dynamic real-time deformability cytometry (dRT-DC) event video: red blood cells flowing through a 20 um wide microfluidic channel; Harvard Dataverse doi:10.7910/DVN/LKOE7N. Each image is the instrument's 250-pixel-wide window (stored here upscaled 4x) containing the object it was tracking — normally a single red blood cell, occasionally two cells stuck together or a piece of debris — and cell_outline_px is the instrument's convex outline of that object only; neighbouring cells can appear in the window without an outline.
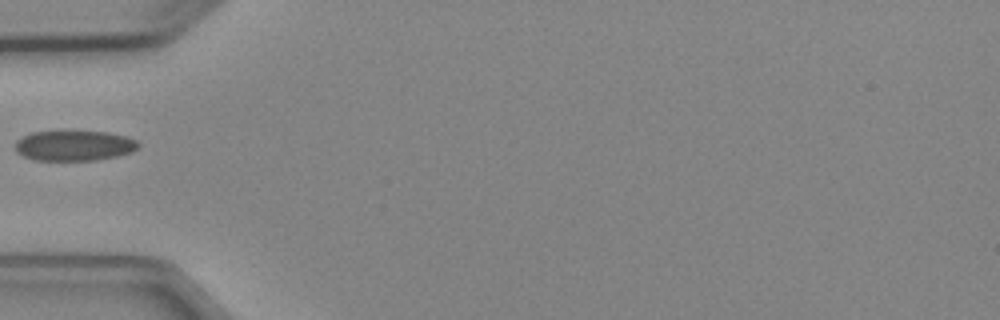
{"species": "Egyptian fruit bat (a non-hibernating species)", "species_latin": "Rousettus aegyptiacus", "temperature_condition": "cold", "stored_images_in_passage": 1, "camera_frame_rate_fps": 3000, "um_per_image_px": 0.085, "animal": {"sex": "female"}, "frame": {"image": 1, "passage_image": 1, "time_ms": 0.0, "image_size_px": [1000, 320], "cell_outline_px": [[140, 144], [132, 152], [116, 156], [96, 160], [36, 160], [24, 156], [16, 152], [16, 140], [32, 132], [64, 128], [108, 132], [124, 136], [136, 140]], "centroid_in_image_um": [6.28, 12.32], "position_along_channel_um": 78.7, "area_um2": 22.48}}